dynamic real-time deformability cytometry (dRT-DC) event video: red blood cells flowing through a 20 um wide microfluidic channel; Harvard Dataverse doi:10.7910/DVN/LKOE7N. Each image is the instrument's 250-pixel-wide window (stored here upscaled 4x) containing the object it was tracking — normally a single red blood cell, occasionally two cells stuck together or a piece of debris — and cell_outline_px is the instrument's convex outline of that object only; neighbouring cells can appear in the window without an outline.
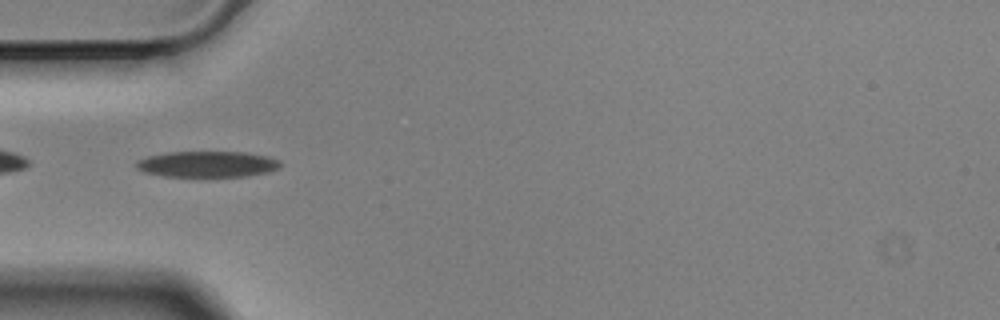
{"species": "Egyptian fruit bat (a non-hibernating species)", "species_latin": "Rousettus aegyptiacus", "temperature_condition": "cold", "stored_images_in_passage": 41, "camera_frame_rate_fps": 3000, "um_per_image_px": 0.085, "animal": {"sex": "male"}, "frame": {"image": 1, "passage_image": 2, "time_ms": 0.333, "image_size_px": [1000, 320], "cell_outline_px": [[280, 168], [268, 172], [248, 176], [164, 176], [144, 172], [136, 168], [136, 160], [148, 156], [168, 152], [248, 152], [268, 156], [280, 160]], "centroid_in_image_um": [17.64, 13.95], "position_along_channel_um": 67.4, "area_um2": 21.91}}
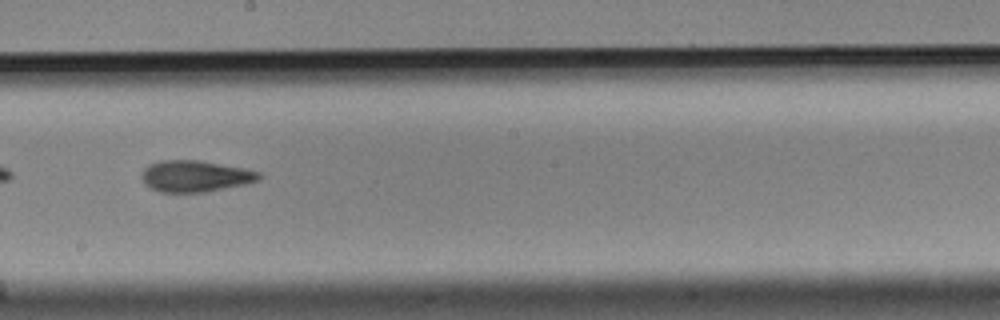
{"frame": {"image": 2, "passage_image": 16, "time_ms": 5.0, "image_size_px": [1000, 320], "cell_outline_px": [[264, 176], [260, 180], [244, 184], [204, 192], [160, 192], [152, 188], [140, 176], [144, 168], [148, 164], [160, 160], [200, 160], [244, 168], [260, 172]], "centroid_in_image_um": [16.62, 14.96], "position_along_channel_um": 231.6, "area_um2": 21.44}}
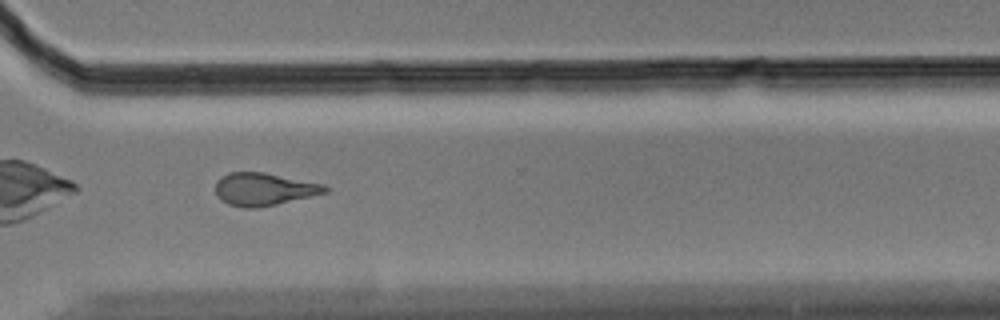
{"frame": {"image": 3, "passage_image": 26, "time_ms": 8.333, "image_size_px": [1000, 320], "cell_outline_px": [[332, 188], [328, 192], [312, 196], [276, 204], [256, 208], [244, 208], [228, 204], [220, 200], [216, 196], [216, 180], [228, 172], [264, 172], [324, 184]], "centroid_in_image_um": [22.44, 16.08], "position_along_channel_um": 348.2, "area_um2": 21.04}, "authors_computed_cell_mechanics": {"area_um2": 21.5016, "velocity_mm_per_s": 3.5012, "shape_relaxation_time_tau1_ms": 5.401, "shape_relaxation_time_tau2_ms": 5.7907, "deformation_change_tau1": 0.1395, "deformation_change_tau2": 0.1471}}